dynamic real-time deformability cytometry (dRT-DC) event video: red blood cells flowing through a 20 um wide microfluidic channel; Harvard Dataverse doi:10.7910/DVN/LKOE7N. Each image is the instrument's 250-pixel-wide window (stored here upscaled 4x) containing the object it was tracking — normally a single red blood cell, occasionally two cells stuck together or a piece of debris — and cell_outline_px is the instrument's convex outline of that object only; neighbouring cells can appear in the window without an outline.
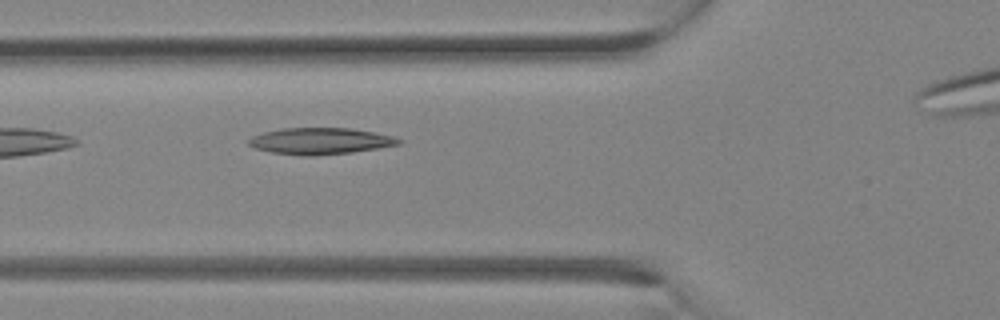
{"species": "Egyptian fruit bat (a non-hibernating species)", "species_latin": "Rousettus aegyptiacus", "temperature_condition": "room temperature", "stored_images_in_passage": 9, "camera_frame_rate_fps": 3000, "um_per_image_px": 0.085, "animal": {"sex": "female"}, "frame": {"image": 1, "passage_image": 9, "time_ms": 2.667, "image_size_px": [1000, 320], "cell_outline_px": [[404, 140], [400, 144], [352, 152], [312, 156], [304, 156], [272, 152], [256, 148], [248, 144], [248, 140], [252, 136], [264, 132], [284, 128], [352, 128], [392, 136]], "centroid_in_image_um": [27.22, 11.99], "position_along_channel_um": 98.6, "area_um2": 22.95}}